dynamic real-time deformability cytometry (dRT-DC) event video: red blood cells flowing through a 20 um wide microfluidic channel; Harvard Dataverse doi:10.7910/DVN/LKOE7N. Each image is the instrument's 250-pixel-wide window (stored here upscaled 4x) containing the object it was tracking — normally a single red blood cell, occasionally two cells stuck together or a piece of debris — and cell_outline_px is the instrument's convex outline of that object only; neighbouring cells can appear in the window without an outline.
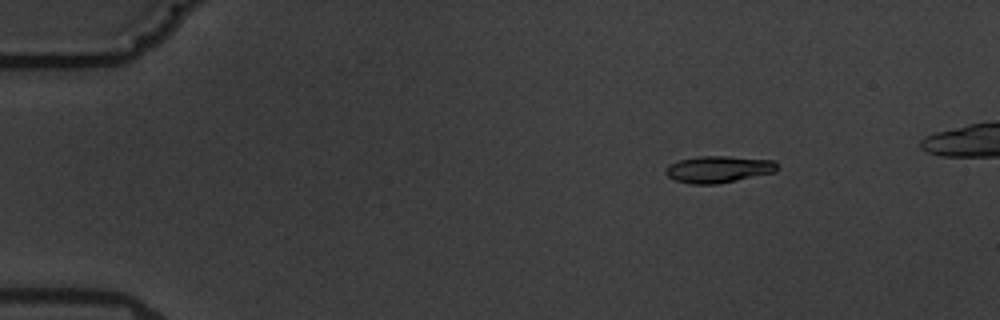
{"species": "common noctule bat (a hibernating species)", "species_latin": "Nyctalus noctula", "temperature_condition": "warm", "stored_images_in_passage": 8, "camera_frame_rate_fps": 3000, "um_per_image_px": 0.085, "animal": {"sex": "male", "body_mass_g": 19.5, "forearm_length_mm": 54.6}, "frame": {"image": 1, "passage_image": 3, "time_ms": 2.333, "image_size_px": [1000, 320], "cell_outline_px": [[776, 172], [716, 184], [692, 184], [676, 180], [668, 176], [664, 172], [664, 168], [668, 164], [680, 160], [696, 156], [728, 156], [772, 160], [776, 164]], "centroid_in_image_um": [61.02, 14.38], "position_along_channel_um": 24.0, "area_um2": 17.34}}
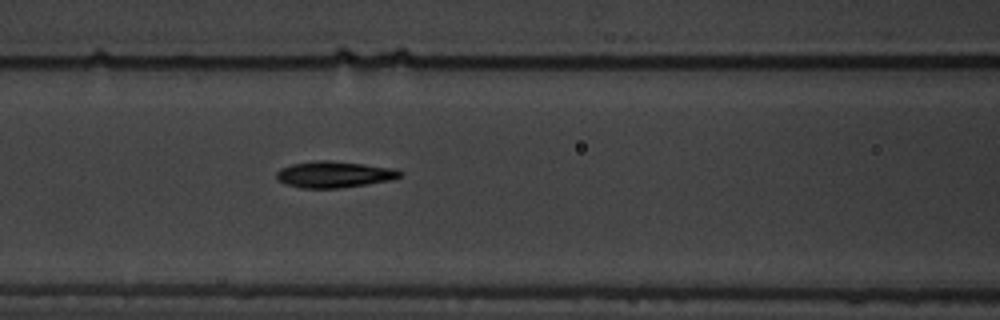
{"frame": {"image": 2, "passage_image": 8, "time_ms": 8.0, "image_size_px": [1000, 320], "cell_outline_px": [[404, 176], [392, 180], [368, 184], [340, 188], [300, 188], [284, 184], [276, 180], [276, 172], [280, 168], [292, 164], [312, 160], [328, 160], [364, 164], [396, 168], [404, 172]], "centroid_in_image_um": [28.42, 14.82], "position_along_channel_um": 138.2, "area_um2": 19.42}}